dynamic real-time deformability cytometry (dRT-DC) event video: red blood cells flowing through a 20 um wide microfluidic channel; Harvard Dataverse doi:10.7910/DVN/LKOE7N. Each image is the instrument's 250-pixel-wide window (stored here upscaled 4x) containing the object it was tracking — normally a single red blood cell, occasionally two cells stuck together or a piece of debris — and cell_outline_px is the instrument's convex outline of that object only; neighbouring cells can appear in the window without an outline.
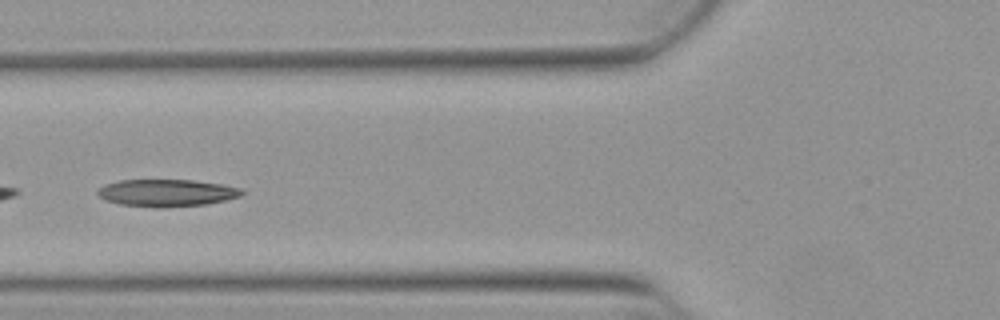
{"species": "Egyptian fruit bat (a non-hibernating species)", "species_latin": "Rousettus aegyptiacus", "temperature_condition": "warm", "stored_images_in_passage": 15, "camera_frame_rate_fps": 3000, "um_per_image_px": 0.085, "animal": {"sex": "female"}, "frame": {"image": 1, "passage_image": 10, "time_ms": 3.0, "image_size_px": [1000, 320], "cell_outline_px": [[244, 192], [240, 196], [208, 204], [164, 208], [152, 208], [120, 204], [104, 200], [96, 192], [104, 184], [120, 180], [192, 180], [220, 184], [240, 188]], "centroid_in_image_um": [14.14, 16.4], "position_along_channel_um": 111.7, "area_um2": 22.95}}